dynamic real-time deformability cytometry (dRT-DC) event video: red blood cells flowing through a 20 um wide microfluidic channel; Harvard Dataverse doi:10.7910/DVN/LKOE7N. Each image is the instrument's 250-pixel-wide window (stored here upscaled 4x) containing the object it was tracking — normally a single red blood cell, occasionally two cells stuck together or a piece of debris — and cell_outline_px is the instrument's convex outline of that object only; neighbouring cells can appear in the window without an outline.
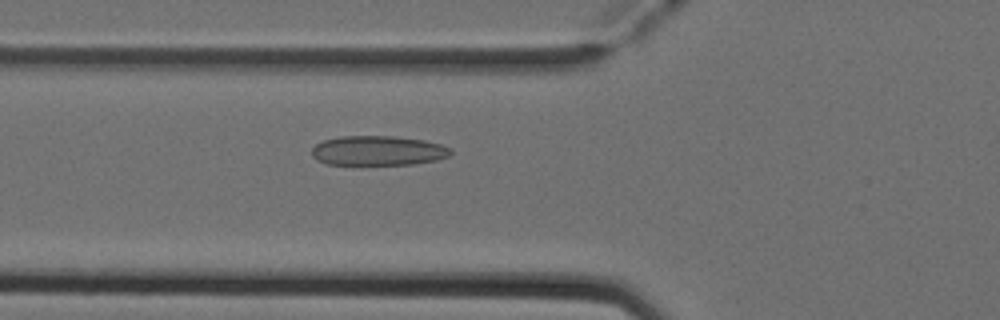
{"species": "Egyptian fruit bat (a non-hibernating species)", "species_latin": "Rousettus aegyptiacus", "temperature_condition": "cold", "stored_images_in_passage": 52, "camera_frame_rate_fps": 3000, "um_per_image_px": 0.085, "animal": {"sex": "female"}, "frame": {"image": 1, "passage_image": 19, "time_ms": 6.0, "image_size_px": [1000, 320], "cell_outline_px": [[452, 152], [448, 156], [436, 160], [412, 164], [328, 164], [316, 160], [312, 156], [312, 148], [316, 144], [324, 140], [340, 136], [392, 136], [424, 140], [440, 144], [452, 148]], "centroid_in_image_um": [32.13, 12.8], "position_along_channel_um": 93.7, "area_um2": 23.93}}
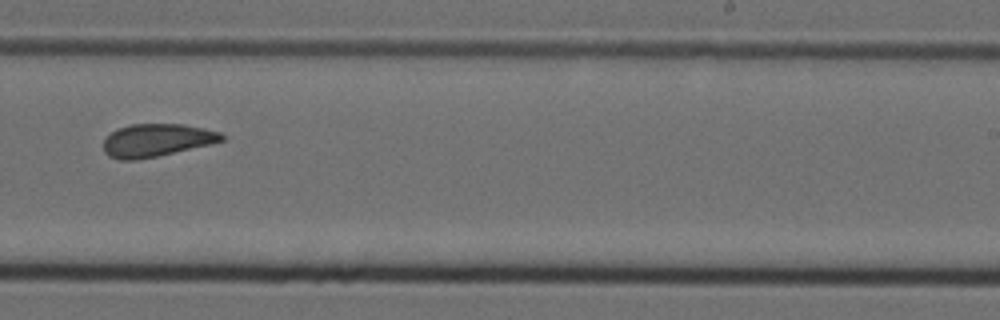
{"frame": {"image": 2, "passage_image": 33, "time_ms": 10.667, "image_size_px": [1000, 320], "cell_outline_px": [[224, 140], [212, 144], [140, 160], [120, 160], [108, 156], [104, 152], [104, 140], [116, 128], [132, 124], [184, 124], [204, 128], [220, 132], [224, 136]], "centroid_in_image_um": [13.31, 11.93], "position_along_channel_um": 275.7, "area_um2": 22.77}}
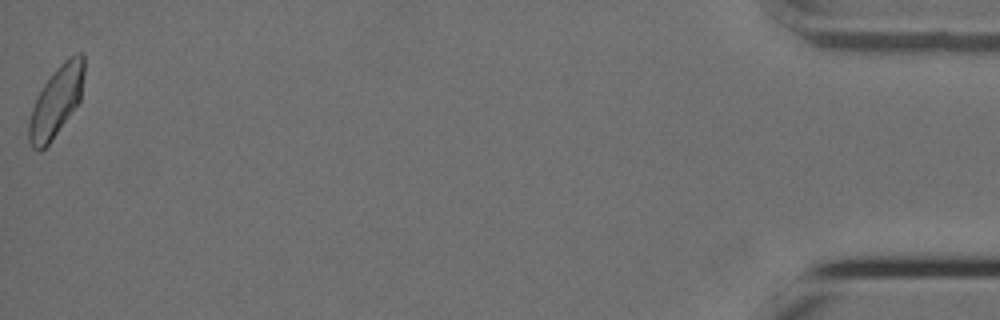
{"frame": {"image": 3, "passage_image": 52, "time_ms": 17.0, "image_size_px": [1000, 320], "cell_outline_px": [[84, 72], [80, 100], [52, 140], [40, 152], [36, 152], [32, 148], [28, 140], [28, 120], [32, 108], [44, 84], [52, 72], [68, 56], [76, 52], [80, 52], [84, 56]], "centroid_in_image_um": [4.77, 8.62], "position_along_channel_um": 430.4, "area_um2": 22.6}, "authors_computed_cell_mechanics": {"area_um2": 23.1489, "velocity_mm_per_s": 3.901, "shape_relaxation_time_tau1_ms": 6.4365, "shape_relaxation_time_tau2_ms": 1.9746, "deformation_change_tau1": 0.1303, "deformation_change_tau2": 0.0773}}